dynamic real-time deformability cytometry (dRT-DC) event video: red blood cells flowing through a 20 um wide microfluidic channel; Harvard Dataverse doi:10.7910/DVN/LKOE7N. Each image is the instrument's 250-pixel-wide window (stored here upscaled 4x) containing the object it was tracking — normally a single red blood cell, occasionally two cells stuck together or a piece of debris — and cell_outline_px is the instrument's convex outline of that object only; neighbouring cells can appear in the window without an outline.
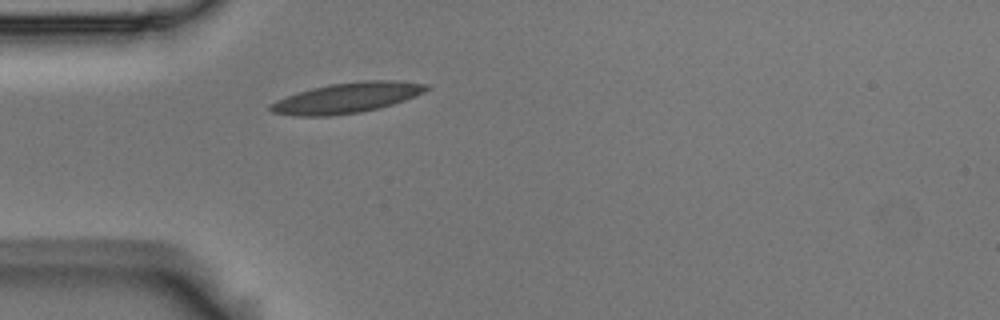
{"species": "Egyptian fruit bat (a non-hibernating species)", "species_latin": "Rousettus aegyptiacus", "temperature_condition": "room temperature", "stored_images_in_passage": 5, "camera_frame_rate_fps": 3000, "um_per_image_px": 0.085, "animal": {"sex": "male"}, "frame": {"image": 1, "passage_image": 5, "time_ms": 1.333, "image_size_px": [1000, 320], "cell_outline_px": [[432, 88], [424, 92], [404, 100], [380, 108], [360, 112], [328, 116], [296, 116], [272, 112], [268, 108], [268, 104], [276, 100], [296, 92], [328, 84], [360, 80], [396, 80], [428, 84]], "centroid_in_image_um": [29.48, 8.3], "position_along_channel_um": 55.5, "area_um2": 27.8}}